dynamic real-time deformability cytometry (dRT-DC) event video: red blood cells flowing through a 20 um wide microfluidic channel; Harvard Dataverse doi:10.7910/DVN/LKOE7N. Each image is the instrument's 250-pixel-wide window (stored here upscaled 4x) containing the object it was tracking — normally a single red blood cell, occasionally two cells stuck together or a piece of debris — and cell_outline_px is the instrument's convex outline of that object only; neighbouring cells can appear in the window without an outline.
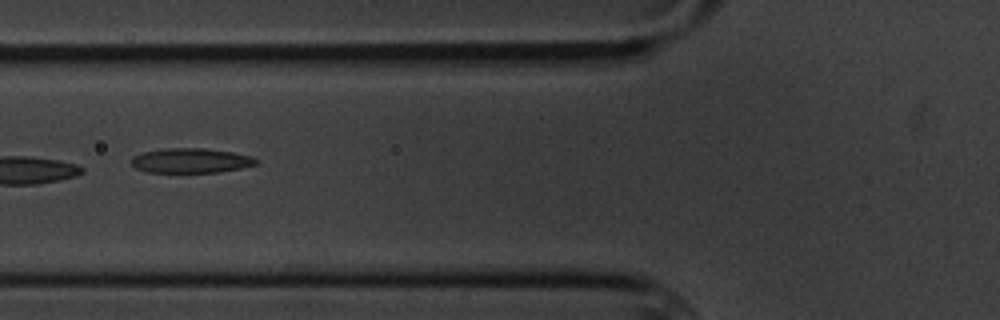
{"species": "common noctule bat (a hibernating species)", "species_latin": "Nyctalus noctula", "temperature_condition": "cold", "stored_images_in_passage": 10, "camera_frame_rate_fps": 3000, "um_per_image_px": 0.085, "animal": {"sex": "male", "body_mass_g": 20.1, "forearm_length_mm": 53.5}, "frame": {"image": 1, "passage_image": 6, "time_ms": 5.667, "image_size_px": [1000, 320], "cell_outline_px": [[256, 164], [240, 168], [220, 172], [148, 172], [136, 168], [132, 164], [132, 156], [140, 152], [164, 148], [204, 148], [232, 152], [252, 156], [256, 160]], "centroid_in_image_um": [16.18, 13.64], "position_along_channel_um": 109.6, "area_um2": 17.92}}
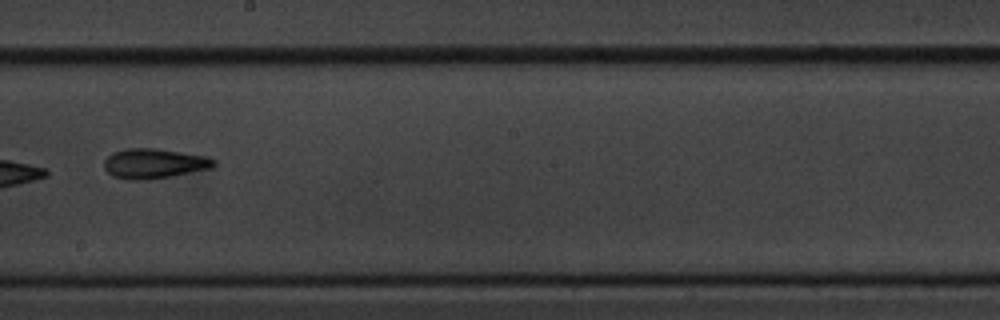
{"frame": {"image": 2, "passage_image": 9, "time_ms": 9.333, "image_size_px": [1000, 320], "cell_outline_px": [[216, 164], [212, 168], [148, 180], [128, 180], [112, 176], [104, 168], [104, 160], [112, 152], [128, 148], [156, 148], [204, 156], [216, 160]], "centroid_in_image_um": [13.06, 13.9], "position_along_channel_um": 235.1, "area_um2": 19.07}}